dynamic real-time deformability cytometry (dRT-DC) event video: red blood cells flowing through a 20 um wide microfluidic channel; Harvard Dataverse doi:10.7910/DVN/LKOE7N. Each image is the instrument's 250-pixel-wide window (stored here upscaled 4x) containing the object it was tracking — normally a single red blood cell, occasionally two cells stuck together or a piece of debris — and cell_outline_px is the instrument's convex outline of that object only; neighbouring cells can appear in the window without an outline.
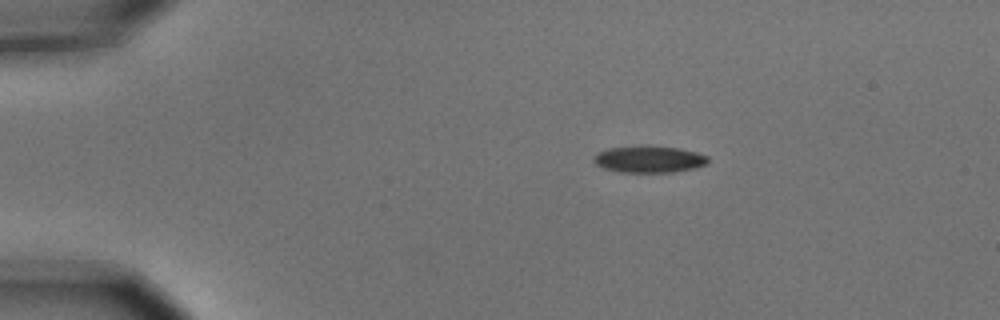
{"species": "common noctule bat (a hibernating species)", "species_latin": "Nyctalus noctula", "temperature_condition": "cold", "stored_images_in_passage": 3, "camera_frame_rate_fps": 3000, "um_per_image_px": 0.085, "animal": {"sex": "male", "body_mass_g": 15.6}, "frame": {"image": 1, "passage_image": 1, "time_ms": 0.0, "image_size_px": [1000, 320], "cell_outline_px": [[708, 164], [696, 168], [672, 172], [620, 172], [604, 168], [596, 164], [592, 160], [592, 156], [596, 152], [608, 148], [644, 144], [648, 144], [680, 148], [696, 152], [708, 156]], "centroid_in_image_um": [55.15, 13.51], "position_along_channel_um": 29.9, "area_um2": 18.38}}